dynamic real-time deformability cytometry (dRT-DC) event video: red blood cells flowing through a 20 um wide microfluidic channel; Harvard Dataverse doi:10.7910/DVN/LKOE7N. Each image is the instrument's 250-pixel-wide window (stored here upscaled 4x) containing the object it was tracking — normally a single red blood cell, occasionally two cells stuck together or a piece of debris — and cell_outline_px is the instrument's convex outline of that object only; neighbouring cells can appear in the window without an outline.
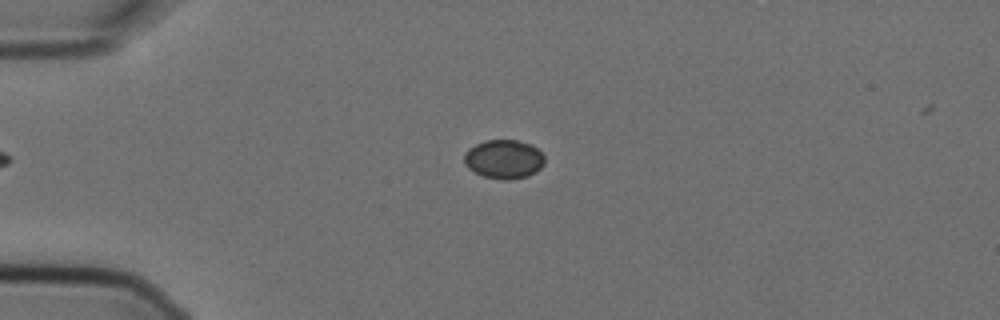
{"species": "Egyptian fruit bat (a non-hibernating species)", "species_latin": "Rousettus aegyptiacus", "temperature_condition": "cold", "stored_images_in_passage": 7, "camera_frame_rate_fps": 3000, "um_per_image_px": 0.085, "animal": {"sex": "female"}, "frame": {"image": 1, "passage_image": 5, "time_ms": 1.333, "image_size_px": [1000, 320], "cell_outline_px": [[544, 164], [536, 172], [528, 176], [508, 180], [504, 180], [484, 176], [468, 168], [464, 164], [464, 152], [468, 148], [484, 140], [516, 140], [532, 144], [544, 156]], "centroid_in_image_um": [42.82, 13.52], "position_along_channel_um": 42.2, "area_um2": 18.32}}
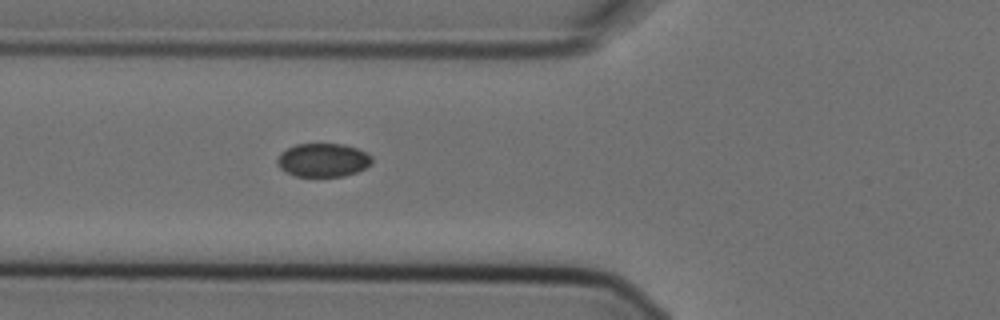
{"frame": {"image": 2, "passage_image": 7, "time_ms": 2.0, "image_size_px": [1000, 320], "cell_outline_px": [[372, 164], [356, 172], [344, 176], [296, 176], [284, 172], [276, 164], [276, 160], [280, 152], [296, 144], [344, 144], [356, 148], [372, 156]], "centroid_in_image_um": [27.42, 13.61], "position_along_channel_um": 98.4, "area_um2": 18.55}}